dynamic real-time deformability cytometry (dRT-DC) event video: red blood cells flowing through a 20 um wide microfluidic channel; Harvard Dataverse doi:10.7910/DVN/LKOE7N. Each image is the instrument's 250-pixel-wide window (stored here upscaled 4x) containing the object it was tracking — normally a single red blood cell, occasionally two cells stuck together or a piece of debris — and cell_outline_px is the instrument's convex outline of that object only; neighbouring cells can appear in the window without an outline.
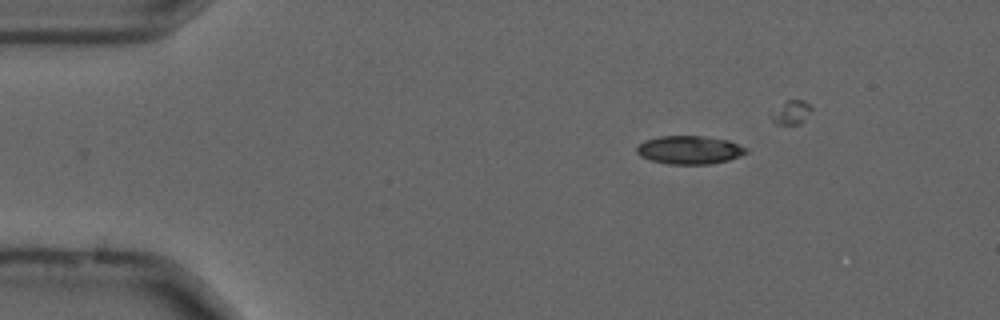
{"species": "common noctule bat (a hibernating species)", "species_latin": "Nyctalus noctula", "temperature_condition": "cold", "stored_images_in_passage": 15, "camera_frame_rate_fps": 3000, "um_per_image_px": 0.085, "animal": {"sex": "male", "forearm_length_mm": 52.5}, "frame": {"image": 1, "passage_image": 1, "time_ms": 0.0, "image_size_px": [1000, 320], "cell_outline_px": [[748, 152], [740, 156], [728, 160], [708, 164], [668, 164], [652, 160], [640, 156], [636, 152], [636, 144], [644, 140], [660, 136], [704, 136], [728, 140], [748, 148]], "centroid_in_image_um": [58.59, 12.73], "position_along_channel_um": 26.4, "area_um2": 18.15}}
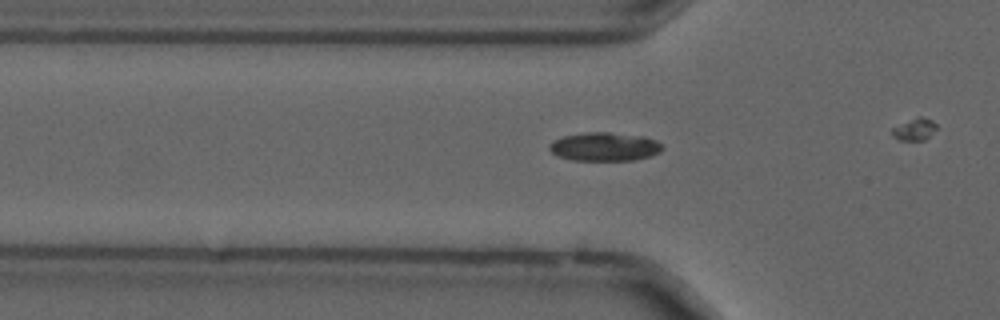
{"frame": {"image": 2, "passage_image": 10, "time_ms": 3.0, "image_size_px": [1000, 320], "cell_outline_px": [[664, 148], [660, 152], [652, 156], [632, 160], [572, 160], [560, 156], [552, 152], [548, 148], [548, 144], [552, 140], [564, 136], [588, 132], [608, 132], [644, 136], [656, 140]], "centroid_in_image_um": [51.4, 12.46], "position_along_channel_um": 74.4, "area_um2": 18.84}}
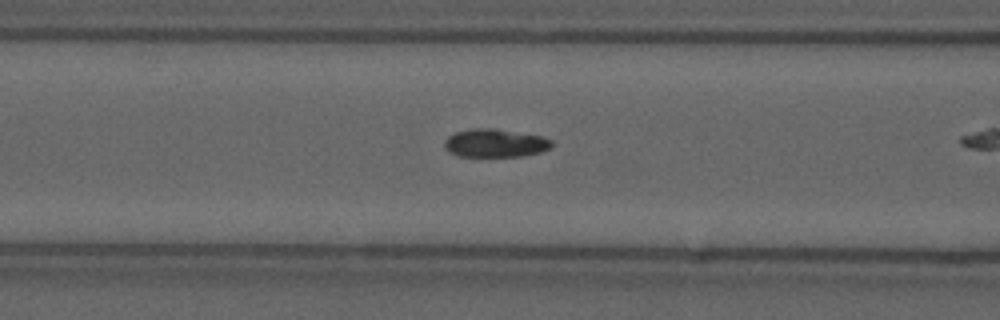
{"frame": {"image": 3, "passage_image": 14, "time_ms": 4.333, "image_size_px": [1000, 320], "cell_outline_px": [[552, 148], [540, 152], [524, 156], [456, 156], [448, 152], [444, 148], [444, 140], [448, 136], [456, 132], [476, 128], [492, 128], [544, 136], [552, 140]], "centroid_in_image_um": [42.09, 12.17], "position_along_channel_um": 124.5, "area_um2": 17.8}}